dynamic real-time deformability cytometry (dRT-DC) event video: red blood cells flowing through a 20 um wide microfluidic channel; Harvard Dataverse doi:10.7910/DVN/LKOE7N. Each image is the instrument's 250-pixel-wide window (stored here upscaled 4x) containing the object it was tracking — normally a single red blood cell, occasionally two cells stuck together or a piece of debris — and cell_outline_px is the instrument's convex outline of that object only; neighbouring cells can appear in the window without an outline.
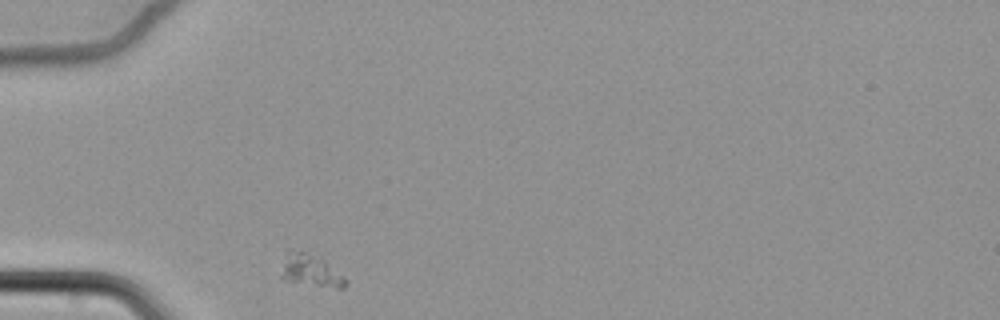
{"species": "common noctule bat (a hibernating species)", "species_latin": "Nyctalus noctula", "temperature_condition": "cold", "stored_images_in_passage": 33, "camera_frame_rate_fps": 3000, "um_per_image_px": 0.085, "animal": {"sex": "female", "body_mass_g": 22.7, "forearm_length_mm": 54.2}, "frame": {"image": 1, "passage_image": 1, "time_ms": 0.0, "image_size_px": [1000, 320], "cell_outline_px": [[348, 284], [344, 288], [336, 288], [292, 280], [280, 276], [284, 252], [288, 248], [292, 248], [304, 252], [324, 260], [344, 276], [348, 280]], "centroid_in_image_um": [26.4, 22.94], "position_along_channel_um": 58.6, "area_um2": 11.85}}
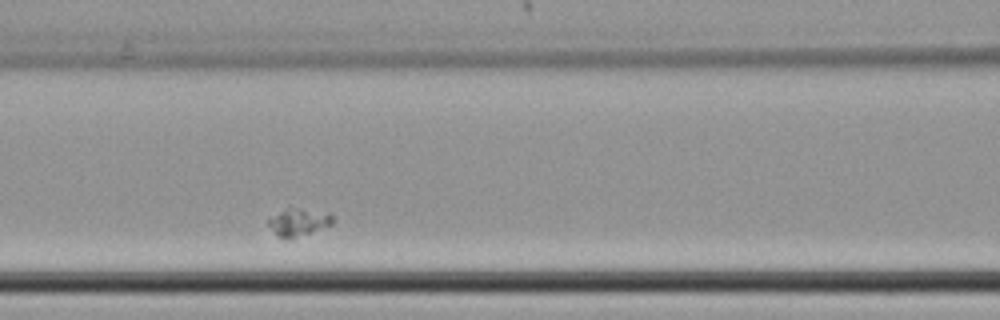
{"frame": {"image": 2, "passage_image": 10, "time_ms": 3.0, "image_size_px": [1000, 320], "cell_outline_px": [[332, 224], [292, 240], [284, 240], [268, 224], [268, 220], [280, 212], [288, 208], [328, 212], [332, 216]], "centroid_in_image_um": [25.4, 18.92], "position_along_channel_um": 141.2, "area_um2": 10.0}}
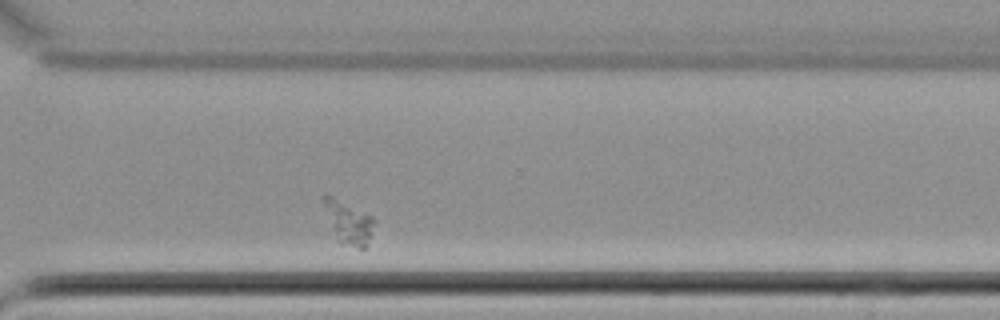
{"frame": {"image": 3, "passage_image": 29, "time_ms": 9.333, "image_size_px": [1000, 320], "cell_outline_px": [[376, 220], [364, 248], [360, 248], [340, 244], [336, 240], [324, 204], [324, 196], [332, 196], [372, 216]], "centroid_in_image_um": [29.64, 18.94], "position_along_channel_um": 341.0, "area_um2": 12.08}}